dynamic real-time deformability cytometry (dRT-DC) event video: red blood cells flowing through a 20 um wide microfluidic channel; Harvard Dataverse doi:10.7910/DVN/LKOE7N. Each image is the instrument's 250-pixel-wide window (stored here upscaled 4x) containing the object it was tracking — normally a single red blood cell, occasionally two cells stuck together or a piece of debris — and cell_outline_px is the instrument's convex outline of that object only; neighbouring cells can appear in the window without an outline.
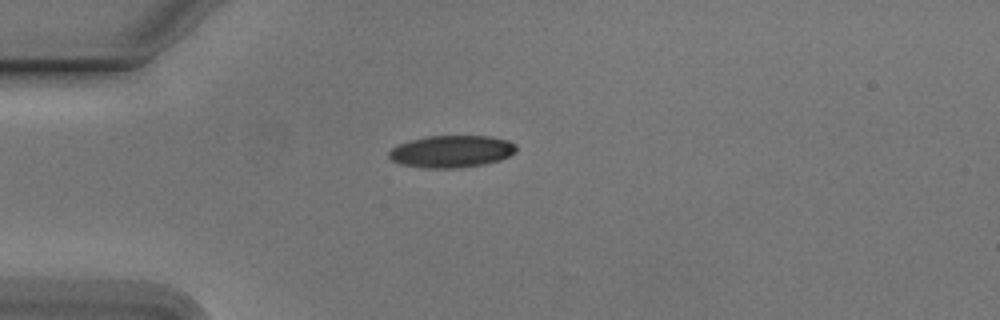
{"species": "Egyptian fruit bat (a non-hibernating species)", "species_latin": "Rousettus aegyptiacus", "temperature_condition": "cold", "stored_images_in_passage": 41, "camera_frame_rate_fps": 3000, "um_per_image_px": 0.085, "animal": {"sex": "male"}, "frame": {"image": 1, "passage_image": 1, "time_ms": 0.0, "image_size_px": [1000, 320], "cell_outline_px": [[516, 152], [500, 160], [484, 164], [460, 168], [420, 168], [400, 164], [392, 160], [388, 156], [388, 152], [396, 144], [408, 140], [428, 136], [492, 136], [508, 140], [516, 144]], "centroid_in_image_um": [38.35, 12.87], "position_along_channel_um": 46.6, "area_um2": 24.16}}
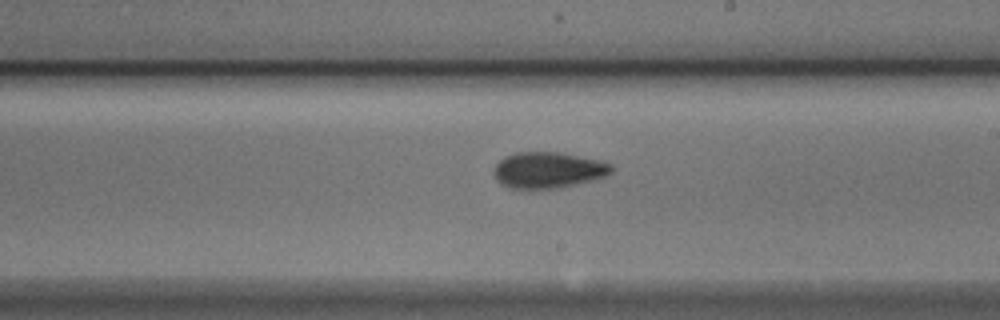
{"frame": {"image": 2, "passage_image": 18, "time_ms": 5.667, "image_size_px": [1000, 320], "cell_outline_px": [[612, 172], [608, 176], [560, 188], [528, 192], [508, 188], [500, 184], [496, 180], [496, 164], [504, 156], [516, 152], [560, 152], [600, 160], [612, 164]], "centroid_in_image_um": [46.58, 14.5], "position_along_channel_um": 242.4, "area_um2": 25.49}}
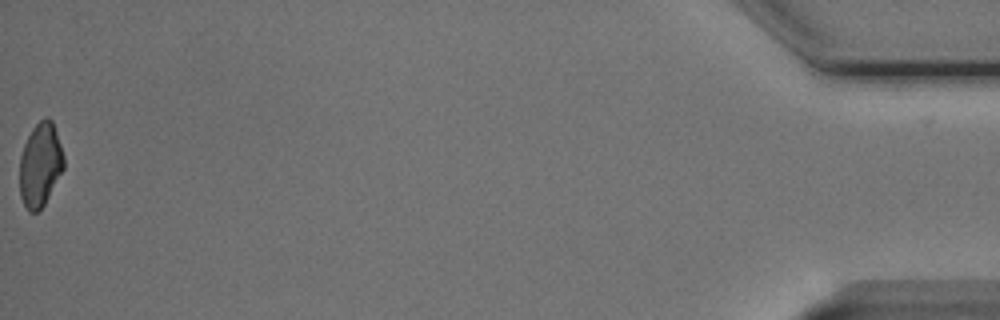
{"frame": {"image": 3, "passage_image": 41, "time_ms": 13.333, "image_size_px": [1000, 320], "cell_outline_px": [[64, 168], [44, 204], [36, 212], [28, 212], [20, 196], [20, 156], [24, 144], [32, 128], [44, 116], [48, 116], [52, 120], [64, 156]], "centroid_in_image_um": [3.41, 13.98], "position_along_channel_um": 431.8, "area_um2": 21.44}, "authors_computed_cell_mechanics": {"area_um2": 23.409, "velocity_mm_per_s": 3.7764, "shape_relaxation_time_tau1_ms": 3.0062, "shape_relaxation_time_tau2_ms": 2.4903, "deformation_change_tau1": 0.1236, "deformation_change_tau2": 0.0839}}